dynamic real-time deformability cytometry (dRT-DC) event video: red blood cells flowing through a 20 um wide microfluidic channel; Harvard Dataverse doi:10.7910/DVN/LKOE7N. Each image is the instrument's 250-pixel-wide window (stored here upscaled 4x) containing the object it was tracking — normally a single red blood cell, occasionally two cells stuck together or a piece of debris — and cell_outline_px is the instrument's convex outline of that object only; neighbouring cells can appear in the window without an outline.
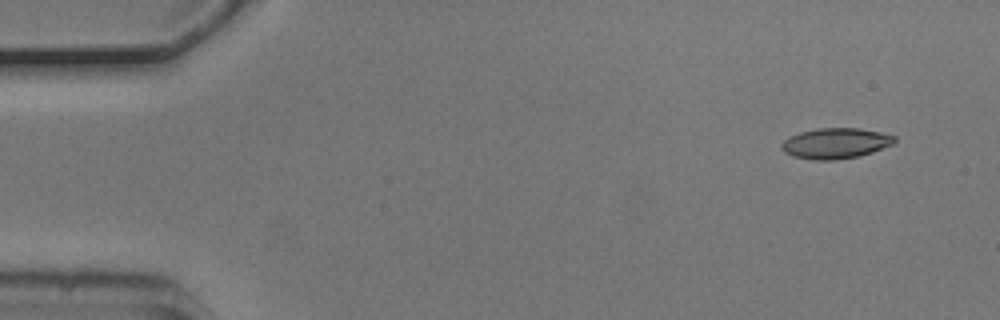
{"species": "common noctule bat (a hibernating species)", "species_latin": "Nyctalus noctula", "temperature_condition": "cold", "stored_images_in_passage": 4, "camera_frame_rate_fps": 3000, "um_per_image_px": 0.085, "animal": {"sex": "male", "body_mass_g": 20.5, "forearm_length_mm": 52.5}, "frame": {"image": 1, "passage_image": 1, "time_ms": 0.0, "image_size_px": [1000, 320], "cell_outline_px": [[896, 140], [892, 144], [872, 152], [860, 156], [832, 160], [812, 160], [792, 156], [784, 152], [780, 148], [780, 144], [788, 136], [800, 132], [816, 128], [856, 128], [880, 132], [896, 136]], "centroid_in_image_um": [70.97, 12.18], "position_along_channel_um": 14.0, "area_um2": 20.23}}
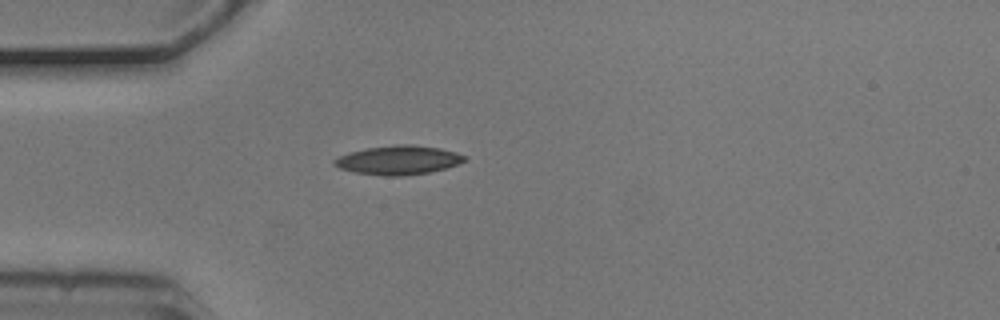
{"frame": {"image": 2, "passage_image": 4, "time_ms": 1.0, "image_size_px": [1000, 320], "cell_outline_px": [[468, 160], [444, 168], [428, 172], [404, 176], [384, 176], [352, 172], [340, 168], [332, 164], [332, 160], [348, 152], [364, 148], [396, 144], [412, 144], [440, 148], [456, 152], [468, 156]], "centroid_in_image_um": [33.84, 13.6], "position_along_channel_um": 51.2, "area_um2": 22.25}}